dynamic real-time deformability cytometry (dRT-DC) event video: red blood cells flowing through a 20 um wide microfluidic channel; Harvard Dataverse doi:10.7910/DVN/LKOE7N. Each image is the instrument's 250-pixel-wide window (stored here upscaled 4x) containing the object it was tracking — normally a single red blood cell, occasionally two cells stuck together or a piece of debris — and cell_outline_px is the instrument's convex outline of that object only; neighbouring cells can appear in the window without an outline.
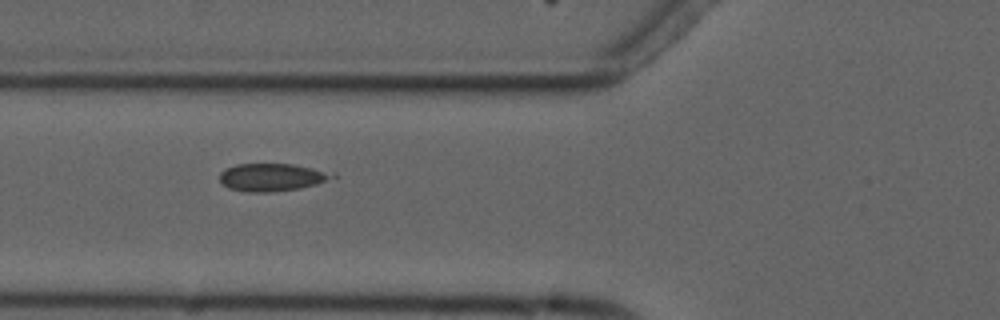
{"species": "common noctule bat (a hibernating species)", "species_latin": "Nyctalus noctula", "temperature_condition": "cold", "stored_images_in_passage": 10, "camera_frame_rate_fps": 3000, "um_per_image_px": 0.085, "animal": {"sex": "male", "forearm_length_mm": 52.5}, "frame": {"image": 1, "passage_image": 6, "time_ms": 6.667, "image_size_px": [1000, 320], "cell_outline_px": [[336, 176], [316, 184], [300, 188], [272, 192], [244, 192], [228, 188], [220, 180], [220, 172], [224, 168], [236, 164], [292, 164], [336, 172]], "centroid_in_image_um": [23.11, 15.06], "position_along_channel_um": 102.7, "area_um2": 18.32}}
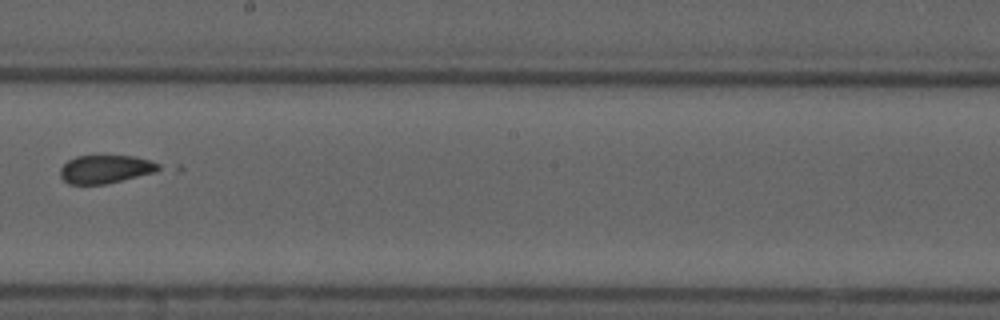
{"frame": {"image": 2, "passage_image": 9, "time_ms": 10.333, "image_size_px": [1000, 320], "cell_outline_px": [[164, 168], [156, 172], [104, 184], [68, 184], [60, 176], [60, 168], [68, 160], [76, 156], [136, 156], [160, 164]], "centroid_in_image_um": [8.98, 14.37], "position_along_channel_um": 239.2, "area_um2": 16.18}}
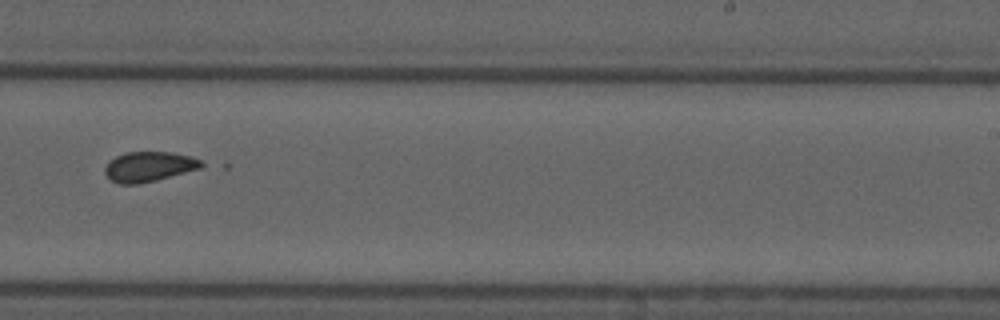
{"frame": {"image": 3, "passage_image": 10, "time_ms": 11.333, "image_size_px": [1000, 320], "cell_outline_px": [[208, 164], [200, 168], [156, 180], [136, 184], [120, 184], [108, 180], [104, 172], [104, 168], [116, 156], [124, 152], [172, 152], [192, 156]], "centroid_in_image_um": [12.67, 14.16], "position_along_channel_um": 276.3, "area_um2": 16.94}}